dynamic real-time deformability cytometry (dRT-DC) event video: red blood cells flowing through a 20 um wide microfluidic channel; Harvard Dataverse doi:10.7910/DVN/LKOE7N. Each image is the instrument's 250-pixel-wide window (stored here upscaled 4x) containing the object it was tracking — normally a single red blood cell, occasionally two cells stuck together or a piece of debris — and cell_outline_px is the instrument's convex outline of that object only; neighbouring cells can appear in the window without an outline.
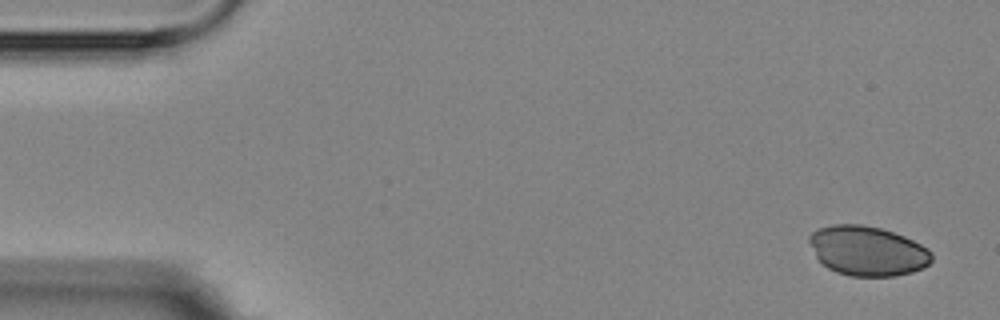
{"species": "Egyptian fruit bat (a non-hibernating species)", "species_latin": "Rousettus aegyptiacus", "temperature_condition": "room temperature", "stored_images_in_passage": 6, "camera_frame_rate_fps": 3000, "um_per_image_px": 0.085, "animal": {"sex": "female"}, "frame": {"image": 1, "passage_image": 1, "time_ms": 0.0, "image_size_px": [1000, 320], "cell_outline_px": [[932, 260], [924, 268], [912, 272], [892, 276], [852, 276], [836, 272], [828, 268], [816, 256], [808, 240], [808, 236], [816, 228], [832, 224], [860, 224], [880, 228], [904, 236], [928, 248], [932, 252]], "centroid_in_image_um": [73.73, 21.31], "position_along_channel_um": 11.3, "area_um2": 35.43}}